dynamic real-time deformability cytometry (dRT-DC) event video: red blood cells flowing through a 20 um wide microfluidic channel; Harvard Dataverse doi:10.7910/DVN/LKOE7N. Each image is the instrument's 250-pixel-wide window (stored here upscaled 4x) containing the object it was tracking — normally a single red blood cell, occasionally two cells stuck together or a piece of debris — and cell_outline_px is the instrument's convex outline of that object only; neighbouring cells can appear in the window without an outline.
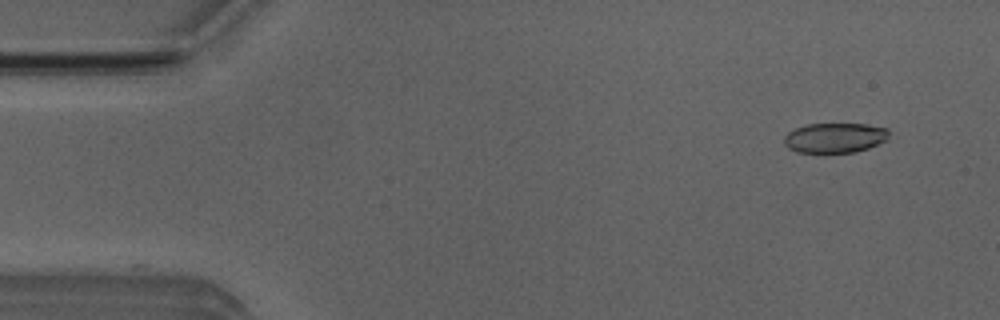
{"species": "Egyptian fruit bat (a non-hibernating species)", "species_latin": "Rousettus aegyptiacus", "temperature_condition": "room temperature", "stored_images_in_passage": 49, "camera_frame_rate_fps": 3000, "um_per_image_px": 0.085, "animal": {"sex": "male"}, "frame": {"image": 1, "passage_image": 1, "time_ms": 0.0, "image_size_px": [1000, 320], "cell_outline_px": [[888, 136], [884, 140], [868, 148], [852, 152], [796, 152], [788, 148], [784, 144], [784, 136], [788, 132], [796, 128], [808, 124], [864, 124], [888, 128]], "centroid_in_image_um": [70.92, 11.71], "position_along_channel_um": 14.1, "area_um2": 18.03}}
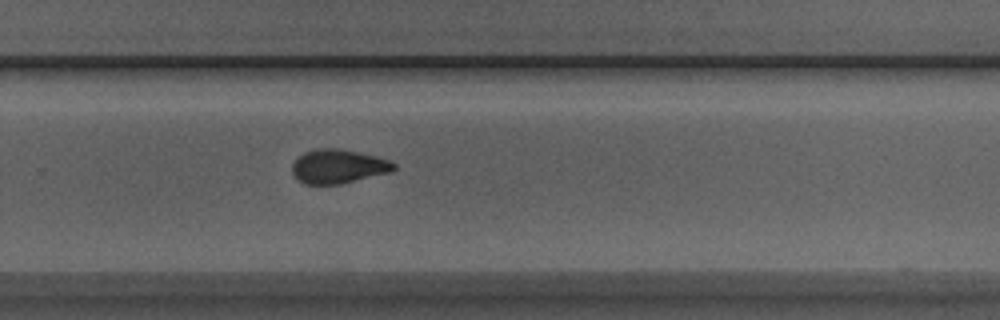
{"frame": {"image": 2, "passage_image": 31, "time_ms": 10.0, "image_size_px": [1000, 320], "cell_outline_px": [[396, 168], [388, 172], [340, 184], [304, 184], [292, 172], [292, 164], [304, 152], [316, 148], [336, 148], [376, 156], [388, 160], [396, 164]], "centroid_in_image_um": [28.73, 14.14], "position_along_channel_um": 301.1, "area_um2": 19.77}}
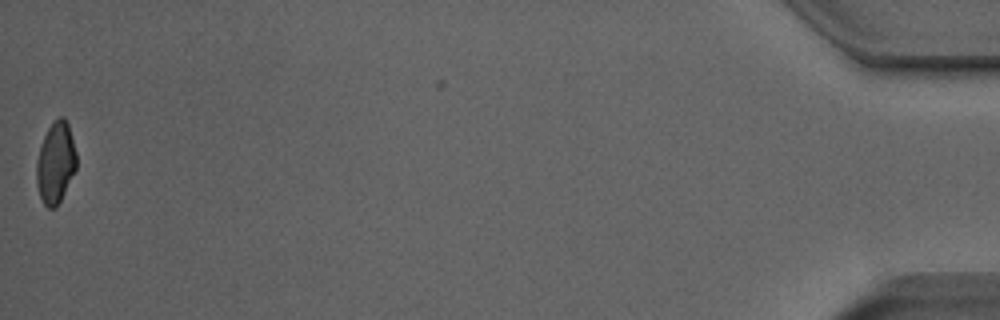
{"frame": {"image": 3, "passage_image": 49, "time_ms": 16.0, "image_size_px": [1000, 320], "cell_outline_px": [[76, 168], [56, 208], [48, 208], [44, 204], [40, 196], [36, 180], [36, 164], [40, 148], [44, 136], [48, 128], [60, 116], [64, 116], [68, 124], [76, 152]], "centroid_in_image_um": [4.72, 13.84], "position_along_channel_um": 430.5, "area_um2": 18.55}, "authors_computed_cell_mechanics": {"area_um2": 19.9988, "velocity_mm_per_s": 3.9159, "shape_relaxation_time_tau1_ms": 5.0523, "shape_relaxation_time_tau2_ms": 1.928, "deformation_change_tau1": 0.1592, "deformation_change_tau2": 0.0676}}